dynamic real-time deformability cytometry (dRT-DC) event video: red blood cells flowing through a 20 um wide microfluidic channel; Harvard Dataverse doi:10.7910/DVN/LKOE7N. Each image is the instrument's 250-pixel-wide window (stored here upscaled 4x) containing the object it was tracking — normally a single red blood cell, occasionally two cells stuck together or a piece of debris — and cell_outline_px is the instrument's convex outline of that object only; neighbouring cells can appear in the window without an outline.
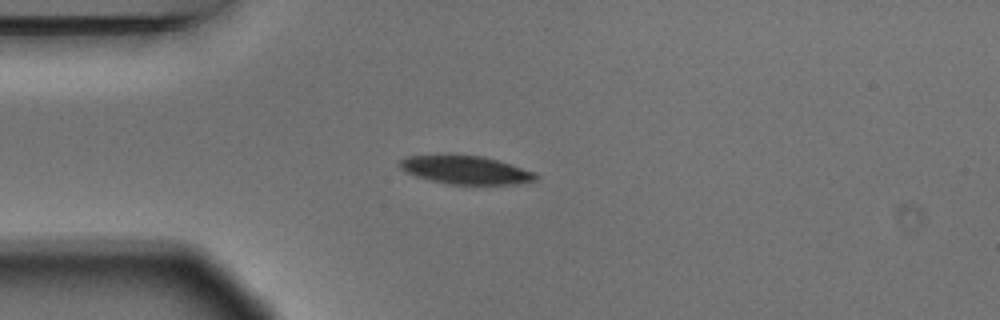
{"species": "Egyptian fruit bat (a non-hibernating species)", "species_latin": "Rousettus aegyptiacus", "temperature_condition": "warm", "stored_images_in_passage": 5, "camera_frame_rate_fps": 3000, "um_per_image_px": 0.085, "animal": {"sex": "male"}, "frame": {"image": 1, "passage_image": 3, "time_ms": 0.667, "image_size_px": [1000, 320], "cell_outline_px": [[540, 176], [536, 180], [520, 184], [448, 184], [416, 176], [400, 168], [400, 160], [408, 156], [448, 152], [484, 156], [536, 172]], "centroid_in_image_um": [39.59, 14.4], "position_along_channel_um": 45.4, "area_um2": 23.06}}
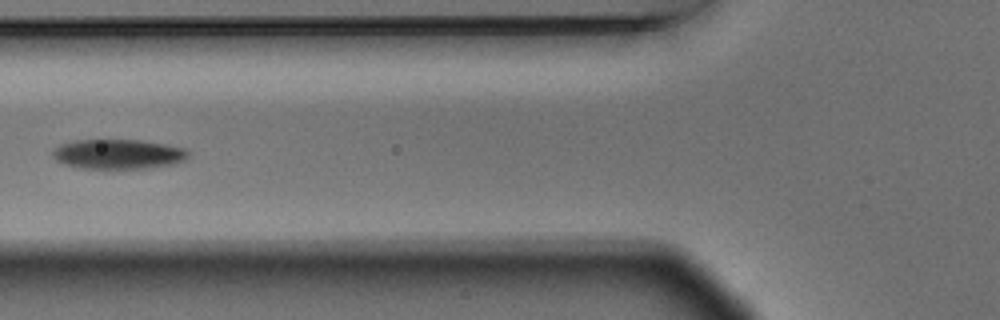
{"frame": {"image": 2, "passage_image": 5, "time_ms": 1.333, "image_size_px": [1000, 320], "cell_outline_px": [[188, 156], [184, 160], [172, 164], [144, 168], [80, 168], [64, 164], [56, 160], [52, 156], [52, 152], [60, 144], [76, 140], [140, 140], [164, 144], [184, 148], [188, 152]], "centroid_in_image_um": [10.01, 13.09], "position_along_channel_um": 115.8, "area_um2": 23.24}}